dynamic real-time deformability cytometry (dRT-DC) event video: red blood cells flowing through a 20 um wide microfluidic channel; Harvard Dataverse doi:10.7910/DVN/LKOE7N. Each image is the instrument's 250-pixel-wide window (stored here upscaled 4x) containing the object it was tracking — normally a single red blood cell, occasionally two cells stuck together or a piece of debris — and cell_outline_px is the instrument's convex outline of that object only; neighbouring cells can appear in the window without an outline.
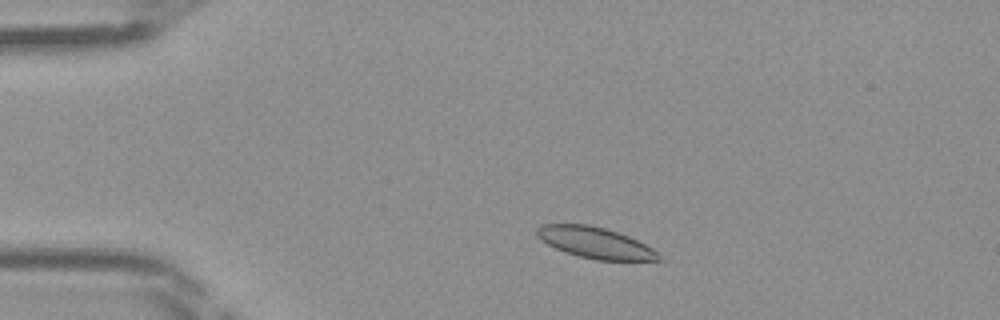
{"species": "Egyptian fruit bat (a non-hibernating species)", "species_latin": "Rousettus aegyptiacus", "temperature_condition": "room temperature", "stored_images_in_passage": 42, "camera_frame_rate_fps": 3000, "um_per_image_px": 0.085, "frame": {"image": 1, "passage_image": 6, "time_ms": 1.667, "image_size_px": [1000, 320], "cell_outline_px": [[664, 260], [596, 260], [580, 256], [556, 248], [540, 240], [536, 236], [536, 228], [540, 224], [588, 224], [604, 228], [628, 236], [660, 252]], "centroid_in_image_um": [50.6, 20.63], "position_along_channel_um": 34.4, "area_um2": 21.96}}
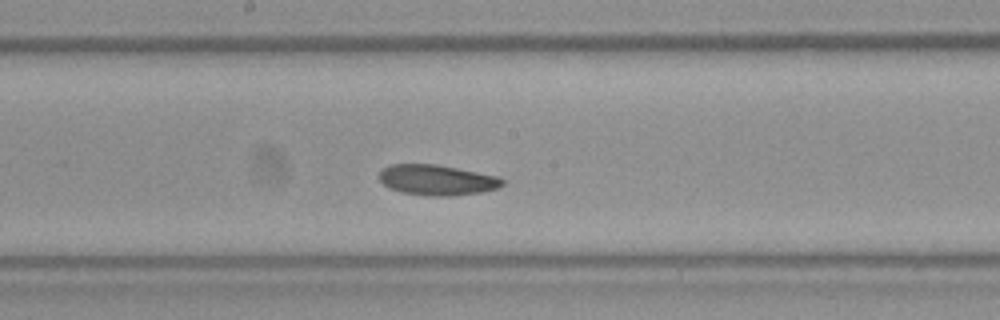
{"frame": {"image": 2, "passage_image": 21, "time_ms": 6.667, "image_size_px": [1000, 320], "cell_outline_px": [[504, 184], [496, 188], [484, 192], [452, 196], [428, 196], [400, 192], [388, 188], [376, 176], [384, 168], [392, 164], [436, 164], [500, 176], [504, 180]], "centroid_in_image_um": [37.14, 15.3], "position_along_channel_um": 211.1, "area_um2": 22.14}}
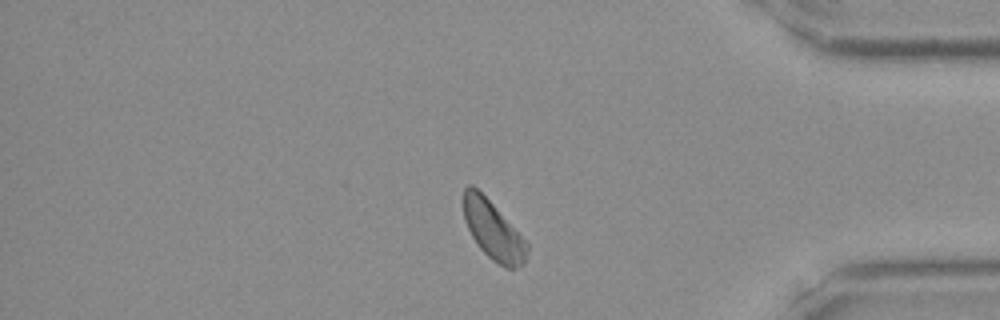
{"frame": {"image": 3, "passage_image": 35, "time_ms": 11.333, "image_size_px": [1000, 320], "cell_outline_px": [[528, 252], [524, 264], [516, 268], [508, 268], [492, 260], [480, 248], [472, 236], [464, 220], [464, 188], [468, 184], [472, 184], [528, 240]], "centroid_in_image_um": [41.95, 19.6], "position_along_channel_um": 393.2, "area_um2": 21.56}}